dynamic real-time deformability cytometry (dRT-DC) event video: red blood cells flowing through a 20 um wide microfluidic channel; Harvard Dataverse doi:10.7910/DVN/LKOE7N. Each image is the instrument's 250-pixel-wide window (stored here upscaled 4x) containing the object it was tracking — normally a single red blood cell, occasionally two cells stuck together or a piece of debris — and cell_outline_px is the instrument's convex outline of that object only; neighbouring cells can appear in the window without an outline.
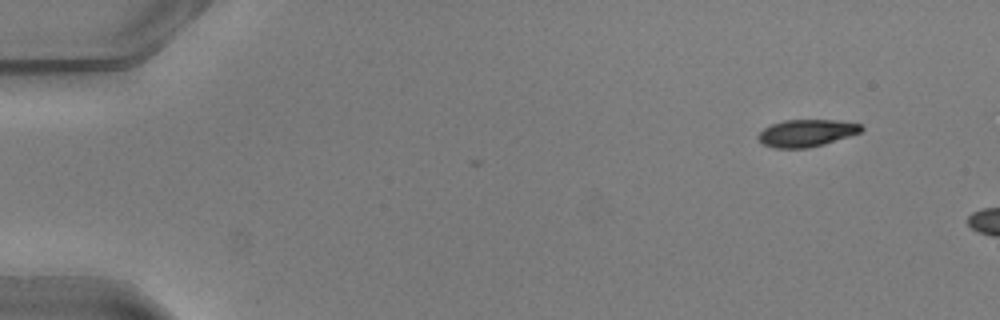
{"species": "common noctule bat (a hibernating species)", "species_latin": "Nyctalus noctula", "temperature_condition": "warm", "stored_images_in_passage": 2, "camera_frame_rate_fps": 3000, "um_per_image_px": 0.085, "animal": {"sex": "male", "body_mass_g": 20.5, "forearm_length_mm": 52.5}, "frame": {"image": 1, "passage_image": 2, "time_ms": 0.333, "image_size_px": [1000, 320], "cell_outline_px": [[864, 128], [860, 132], [824, 144], [808, 148], [776, 148], [764, 144], [756, 136], [764, 128], [772, 124], [784, 120], [836, 120], [860, 124]], "centroid_in_image_um": [68.54, 11.3], "position_along_channel_um": 16.5, "area_um2": 16.13}}